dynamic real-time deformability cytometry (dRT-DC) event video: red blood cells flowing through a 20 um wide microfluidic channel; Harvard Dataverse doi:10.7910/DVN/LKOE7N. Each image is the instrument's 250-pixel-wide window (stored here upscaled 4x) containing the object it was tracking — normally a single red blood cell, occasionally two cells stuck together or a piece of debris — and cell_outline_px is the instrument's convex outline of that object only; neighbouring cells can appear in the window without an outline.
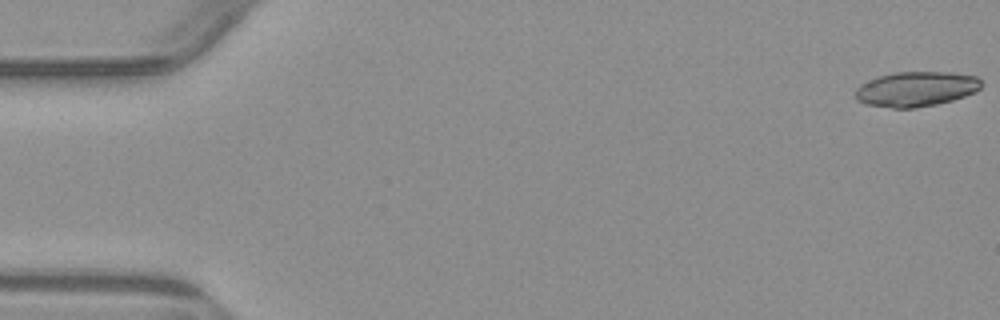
{"species": "common noctule bat (a hibernating species)", "species_latin": "Nyctalus noctula", "temperature_condition": "warm", "stored_images_in_passage": 4, "camera_frame_rate_fps": 3000, "um_per_image_px": 0.085, "animal": {"sex": "male", "body_mass_g": 23.1, "forearm_length_mm": 52.7}, "frame": {"image": 1, "passage_image": 1, "time_ms": 0.0, "image_size_px": [1000, 320], "cell_outline_px": [[980, 88], [976, 92], [952, 100], [936, 104], [916, 108], [892, 108], [864, 104], [856, 100], [852, 96], [856, 88], [860, 84], [876, 76], [896, 72], [952, 72], [976, 76], [980, 80]], "centroid_in_image_um": [77.8, 7.57], "position_along_channel_um": 7.2, "area_um2": 25.95}}